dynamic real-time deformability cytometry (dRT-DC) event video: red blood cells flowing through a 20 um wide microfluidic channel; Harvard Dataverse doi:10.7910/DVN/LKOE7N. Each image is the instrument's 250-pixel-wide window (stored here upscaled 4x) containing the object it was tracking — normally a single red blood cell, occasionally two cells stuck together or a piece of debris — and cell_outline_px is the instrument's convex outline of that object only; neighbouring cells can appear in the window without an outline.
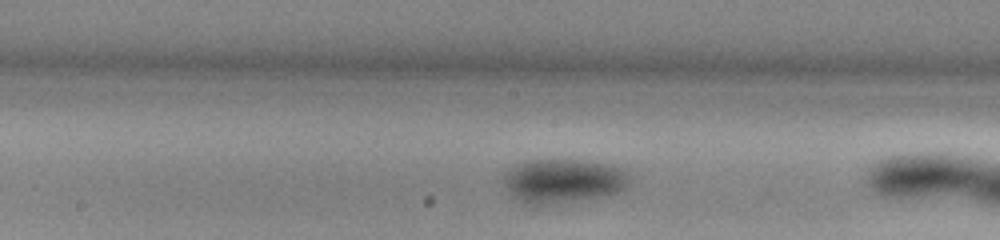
{"species": "common noctule bat (a hibernating species)", "species_latin": "Nyctalus noctula", "temperature_condition": "warm", "stored_images_in_passage": 26, "camera_frame_rate_fps": 3000, "um_per_image_px": 0.085, "animal": {"sex": "male", "body_mass_g": 13.0, "forearm_length_mm": 53.1}, "frame": {"image": 1, "passage_image": 12, "time_ms": 3.667, "image_size_px": [1000, 240], "cell_outline_px": [[628, 184], [624, 188], [616, 192], [600, 196], [572, 200], [540, 204], [532, 204], [520, 200], [512, 196], [504, 184], [504, 172], [516, 164], [528, 160], [580, 160], [600, 164], [616, 168], [624, 172], [628, 176]], "centroid_in_image_um": [47.78, 15.35], "position_along_channel_um": 200.4, "area_um2": 31.1}}
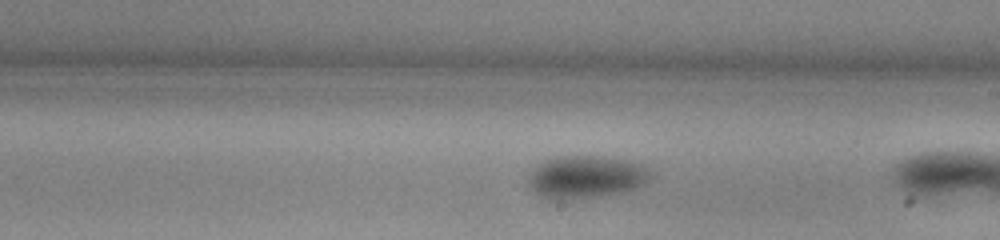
{"frame": {"image": 2, "passage_image": 15, "time_ms": 4.667, "image_size_px": [1000, 240], "cell_outline_px": [[652, 176], [648, 180], [624, 192], [572, 200], [556, 200], [544, 196], [536, 192], [528, 184], [528, 180], [532, 172], [536, 168], [548, 160], [560, 156], [600, 156], [624, 160], [640, 164], [648, 168]], "centroid_in_image_um": [49.82, 15.05], "position_along_channel_um": 239.2, "area_um2": 29.71}}